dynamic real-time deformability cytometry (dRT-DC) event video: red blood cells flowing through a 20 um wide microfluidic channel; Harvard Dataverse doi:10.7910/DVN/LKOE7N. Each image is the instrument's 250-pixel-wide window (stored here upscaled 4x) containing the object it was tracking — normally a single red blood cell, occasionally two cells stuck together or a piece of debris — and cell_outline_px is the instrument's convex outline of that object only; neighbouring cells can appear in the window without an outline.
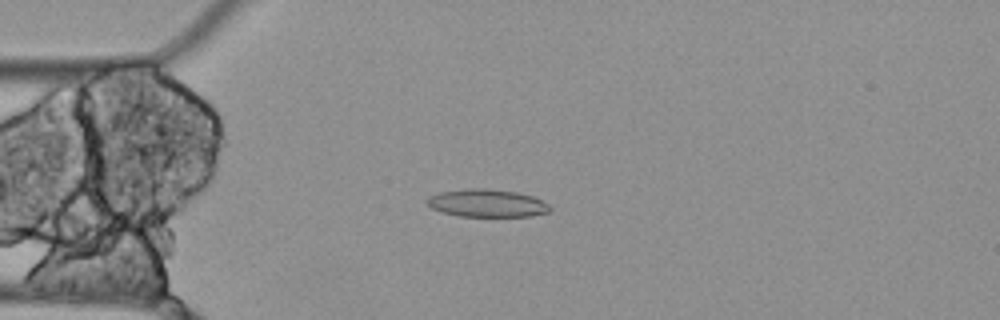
{"species": "Egyptian fruit bat (a non-hibernating species)", "species_latin": "Rousettus aegyptiacus", "temperature_condition": "cold", "stored_images_in_passage": 7, "camera_frame_rate_fps": 3000, "um_per_image_px": 0.085, "animal": {"sex": "female"}, "frame": {"image": 1, "passage_image": 5, "time_ms": 1.333, "image_size_px": [1000, 320], "cell_outline_px": [[552, 208], [548, 212], [532, 216], [460, 216], [440, 212], [432, 208], [424, 200], [428, 196], [440, 192], [468, 188], [484, 188], [516, 192], [532, 196], [548, 204]], "centroid_in_image_um": [41.36, 17.27], "position_along_channel_um": 43.6, "area_um2": 19.88}}
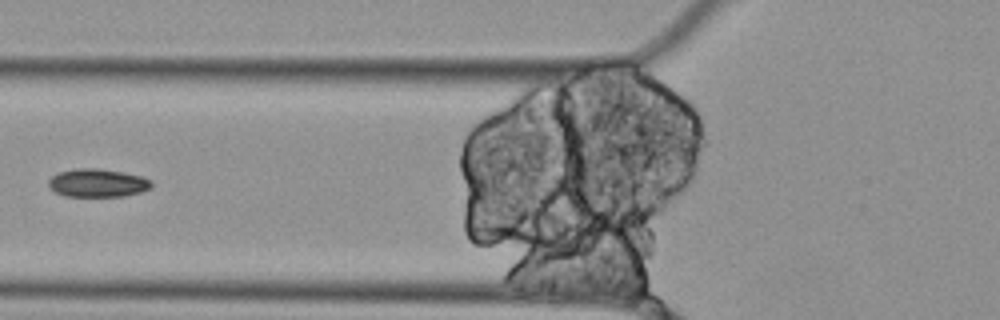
{"frame": {"image": 2, "passage_image": 7, "time_ms": 2.0, "image_size_px": [1000, 320], "cell_outline_px": [[152, 188], [140, 192], [124, 196], [64, 196], [48, 188], [48, 180], [52, 176], [60, 172], [72, 168], [96, 168], [124, 172], [140, 176], [152, 180]], "centroid_in_image_um": [8.28, 15.55], "position_along_channel_um": 117.5, "area_um2": 17.05}}